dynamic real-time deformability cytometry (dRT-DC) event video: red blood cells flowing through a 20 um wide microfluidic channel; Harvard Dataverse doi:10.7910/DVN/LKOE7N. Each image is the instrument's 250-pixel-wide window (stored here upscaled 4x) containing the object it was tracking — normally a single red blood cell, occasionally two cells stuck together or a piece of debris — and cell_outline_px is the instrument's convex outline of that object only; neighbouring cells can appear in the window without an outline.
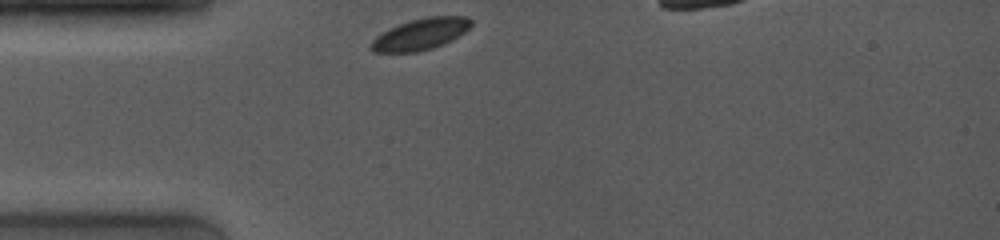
{"species": "common noctule bat (a hibernating species)", "species_latin": "Nyctalus noctula", "temperature_condition": "room temperature", "stored_images_in_passage": 8, "camera_frame_rate_fps": 4000, "um_per_image_px": 0.085, "animal": {"sex": "female", "body_mass_g": 19.0, "forearm_length_mm": 53.3}, "frame": {"image": 1, "passage_image": 1, "time_ms": 0.0, "image_size_px": [1000, 240], "cell_outline_px": [[472, 24], [464, 32], [444, 44], [432, 48], [416, 52], [372, 52], [368, 48], [372, 40], [376, 36], [388, 28], [412, 20], [428, 16], [464, 16], [472, 20]], "centroid_in_image_um": [35.71, 2.91], "position_along_channel_um": 49.3, "area_um2": 18.26}}